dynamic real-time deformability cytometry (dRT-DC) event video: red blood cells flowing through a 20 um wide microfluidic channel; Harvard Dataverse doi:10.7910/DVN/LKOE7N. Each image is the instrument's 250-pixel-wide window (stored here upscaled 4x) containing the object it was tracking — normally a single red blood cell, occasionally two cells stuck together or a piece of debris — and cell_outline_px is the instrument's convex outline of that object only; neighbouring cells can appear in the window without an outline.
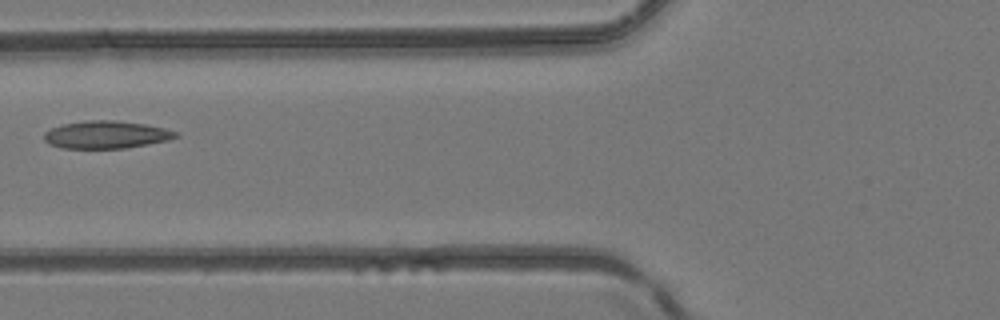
{"species": "common noctule bat (a hibernating species)", "species_latin": "Nyctalus noctula", "temperature_condition": "room temperature", "stored_images_in_passage": 4, "camera_frame_rate_fps": 3000, "um_per_image_px": 0.085, "animal": {"sex": "female", "body_mass_g": 24.6, "forearm_length_mm": 56.2}, "frame": {"image": 1, "passage_image": 4, "time_ms": 1.0, "image_size_px": [1000, 320], "cell_outline_px": [[180, 136], [168, 140], [148, 144], [124, 148], [60, 148], [48, 144], [44, 140], [44, 132], [52, 128], [64, 124], [84, 120], [112, 120], [144, 124], [164, 128], [180, 132]], "centroid_in_image_um": [9.03, 11.45], "position_along_channel_um": 116.8, "area_um2": 21.21}}